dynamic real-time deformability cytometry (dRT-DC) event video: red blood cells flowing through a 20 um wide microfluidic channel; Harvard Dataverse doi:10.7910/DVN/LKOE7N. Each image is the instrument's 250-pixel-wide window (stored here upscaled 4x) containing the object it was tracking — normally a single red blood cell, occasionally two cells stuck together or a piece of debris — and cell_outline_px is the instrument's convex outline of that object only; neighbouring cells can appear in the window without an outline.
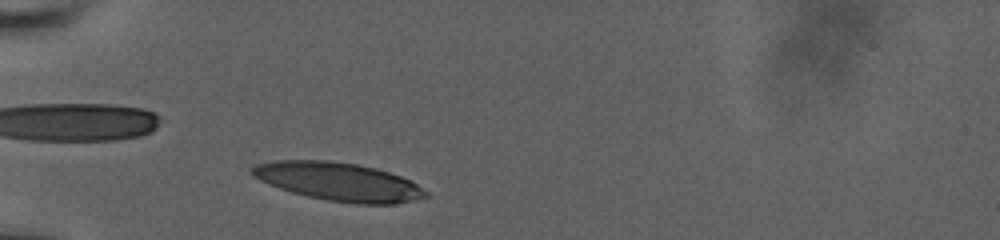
{"species": "human", "species_latin": "Homo sapiens", "temperature_condition": "room temperature", "stored_images_in_passage": 35, "camera_frame_rate_fps": 3000, "um_per_image_px": 0.085, "donor": {"sex": "male"}, "frame": {"image": 1, "passage_image": 2, "time_ms": 0.333, "image_size_px": [1000, 240], "cell_outline_px": [[432, 196], [396, 204], [356, 204], [328, 200], [308, 196], [292, 192], [268, 184], [252, 176], [252, 168], [256, 164], [276, 160], [328, 160], [356, 164], [376, 168], [412, 180], [428, 192]], "centroid_in_image_um": [28.83, 15.44], "position_along_channel_um": 56.2, "area_um2": 38.84}}
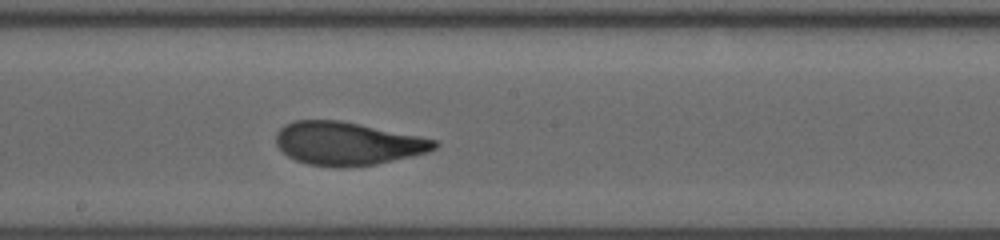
{"frame": {"image": 2, "passage_image": 16, "time_ms": 5.0, "image_size_px": [1000, 240], "cell_outline_px": [[440, 144], [436, 148], [428, 152], [412, 156], [376, 164], [336, 168], [308, 164], [296, 160], [288, 156], [276, 144], [276, 132], [284, 124], [296, 120], [340, 120], [420, 136], [436, 140]], "centroid_in_image_um": [29.53, 12.2], "position_along_channel_um": 218.7, "area_um2": 39.88}}
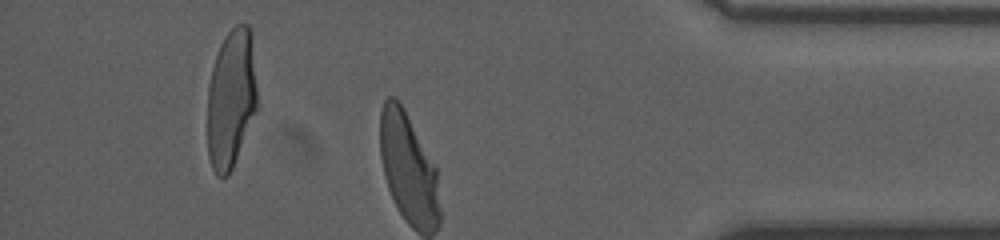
{"frame": {"image": 3, "passage_image": 32, "time_ms": 10.333, "image_size_px": [1000, 240], "cell_outline_px": [[256, 108], [232, 168], [228, 176], [216, 176], [212, 168], [208, 156], [208, 88], [212, 68], [220, 44], [224, 36], [236, 24], [248, 24], [252, 28], [256, 88]], "centroid_in_image_um": [19.64, 8.33], "position_along_channel_um": 415.6, "area_um2": 40.06}, "authors_computed_cell_mechanics": {"area_um2": 40.0554, "velocity_mm_per_s": 3.8696, "shape_relaxation_time_tau1_ms": 3.7235, "shape_relaxation_time_tau2_ms": 0.9013, "deformation_change_tau1": 0.198, "deformation_change_tau2": 0.0663}}